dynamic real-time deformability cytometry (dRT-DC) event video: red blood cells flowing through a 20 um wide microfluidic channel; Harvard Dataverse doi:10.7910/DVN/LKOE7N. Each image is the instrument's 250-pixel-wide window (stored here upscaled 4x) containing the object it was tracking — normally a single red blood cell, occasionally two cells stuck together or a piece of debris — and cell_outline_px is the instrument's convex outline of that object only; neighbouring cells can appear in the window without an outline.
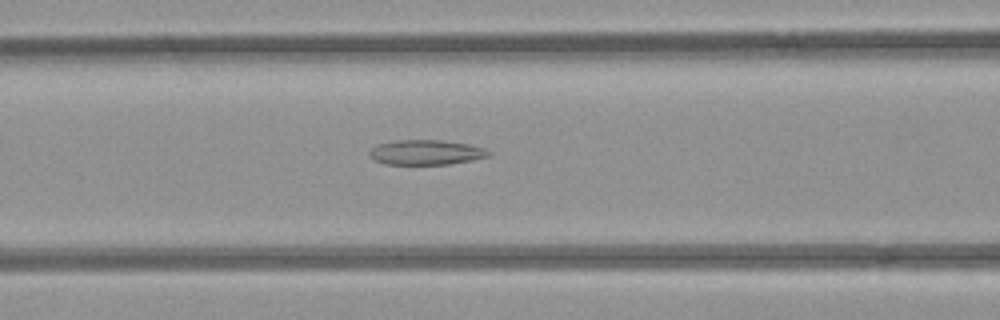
{"species": "common noctule bat (a hibernating species)", "species_latin": "Nyctalus noctula", "temperature_condition": "room temperature", "stored_images_in_passage": 34, "camera_frame_rate_fps": 3000, "um_per_image_px": 0.085, "animal": {"sex": "female", "body_mass_g": 21.9}, "frame": {"image": 1, "passage_image": 13, "time_ms": 4.0, "image_size_px": [1000, 320], "cell_outline_px": [[492, 156], [472, 160], [448, 164], [384, 164], [368, 156], [368, 152], [372, 148], [380, 144], [396, 140], [440, 140], [468, 144], [484, 148], [492, 152]], "centroid_in_image_um": [36.24, 12.95], "position_along_channel_um": 130.4, "area_um2": 17.28}}
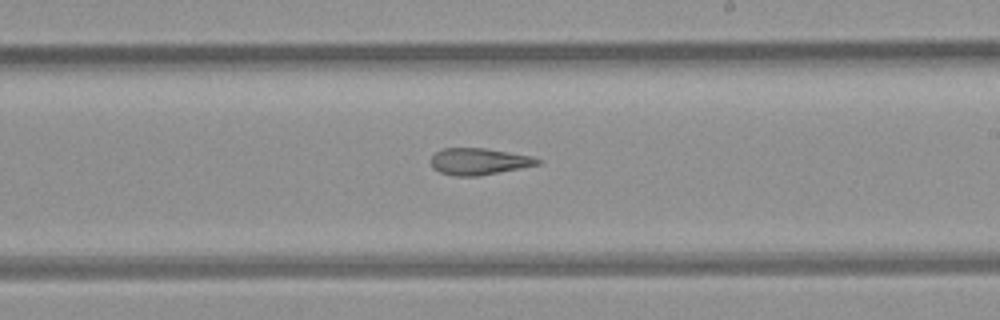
{"frame": {"image": 2, "passage_image": 22, "time_ms": 7.0, "image_size_px": [1000, 320], "cell_outline_px": [[540, 164], [520, 168], [476, 176], [456, 176], [440, 172], [432, 168], [432, 156], [436, 152], [444, 148], [484, 148], [532, 156], [540, 160]], "centroid_in_image_um": [40.69, 13.72], "position_along_channel_um": 248.3, "area_um2": 16.3}}
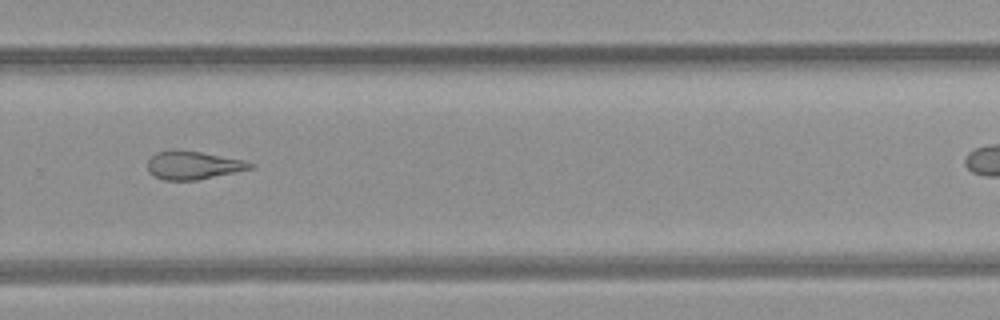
{"frame": {"image": 3, "passage_image": 27, "time_ms": 8.667, "image_size_px": [1000, 320], "cell_outline_px": [[256, 164], [252, 168], [196, 180], [164, 180], [148, 172], [148, 160], [156, 152], [172, 148], [176, 148], [200, 152], [244, 160]], "centroid_in_image_um": [16.38, 14.02], "position_along_channel_um": 313.4, "area_um2": 16.88}}